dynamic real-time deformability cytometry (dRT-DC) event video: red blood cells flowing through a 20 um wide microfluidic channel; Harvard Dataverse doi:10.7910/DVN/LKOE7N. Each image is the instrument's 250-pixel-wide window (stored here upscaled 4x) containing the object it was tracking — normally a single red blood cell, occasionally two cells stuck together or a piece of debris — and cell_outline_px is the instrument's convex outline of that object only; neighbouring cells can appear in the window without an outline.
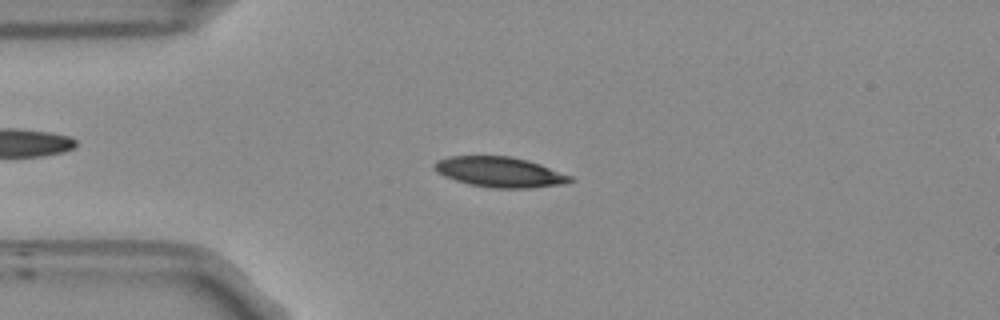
{"species": "Egyptian fruit bat (a non-hibernating species)", "species_latin": "Rousettus aegyptiacus", "temperature_condition": "room temperature", "stored_images_in_passage": 52, "camera_frame_rate_fps": 3000, "um_per_image_px": 0.085, "frame": {"image": 1, "passage_image": 12, "time_ms": 3.667, "image_size_px": [1000, 320], "cell_outline_px": [[576, 180], [564, 184], [528, 188], [492, 188], [468, 184], [444, 176], [436, 172], [432, 168], [432, 164], [436, 160], [448, 156], [512, 156], [528, 160], [540, 164], [572, 176]], "centroid_in_image_um": [42.46, 14.62], "position_along_channel_um": 42.5, "area_um2": 24.22}}
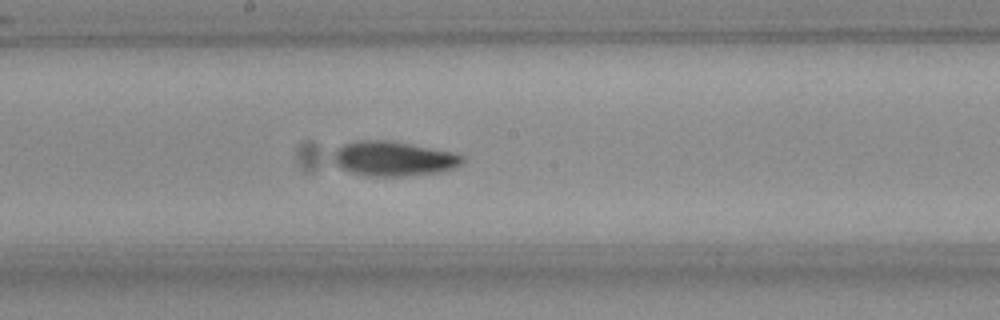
{"frame": {"image": 2, "passage_image": 27, "time_ms": 8.667, "image_size_px": [1000, 320], "cell_outline_px": [[464, 160], [460, 164], [444, 172], [400, 176], [372, 176], [352, 172], [340, 168], [332, 160], [332, 152], [336, 148], [344, 144], [356, 140], [388, 140], [452, 152], [464, 156]], "centroid_in_image_um": [33.4, 13.48], "position_along_channel_um": 214.8, "area_um2": 26.07}}
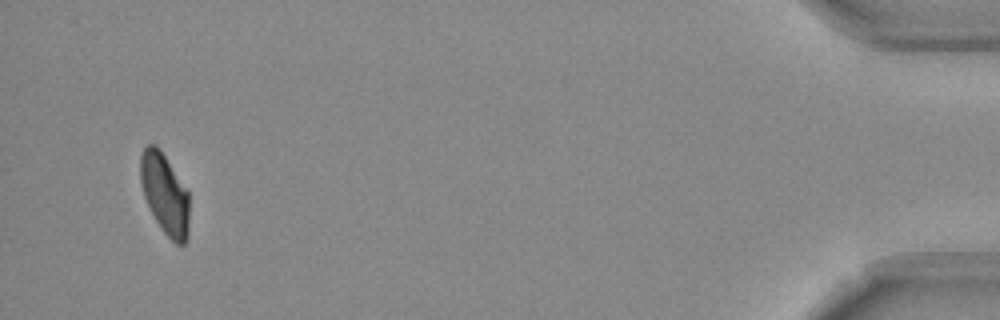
{"frame": {"image": 3, "passage_image": 50, "time_ms": 16.333, "image_size_px": [1000, 320], "cell_outline_px": [[188, 240], [184, 244], [176, 244], [164, 232], [156, 220], [144, 196], [140, 180], [140, 156], [144, 148], [148, 144], [156, 144], [160, 148], [188, 192]], "centroid_in_image_um": [14.0, 16.46], "position_along_channel_um": 421.2, "area_um2": 22.72}, "authors_computed_cell_mechanics": {"area_um2": 24.1026, "velocity_mm_per_s": 3.7977, "shape_relaxation_time_tau1_ms": 3.6302, "shape_relaxation_time_tau2_ms": 3.1657, "deformation_change_tau1": 0.1354, "deformation_change_tau2": 0.0668}}